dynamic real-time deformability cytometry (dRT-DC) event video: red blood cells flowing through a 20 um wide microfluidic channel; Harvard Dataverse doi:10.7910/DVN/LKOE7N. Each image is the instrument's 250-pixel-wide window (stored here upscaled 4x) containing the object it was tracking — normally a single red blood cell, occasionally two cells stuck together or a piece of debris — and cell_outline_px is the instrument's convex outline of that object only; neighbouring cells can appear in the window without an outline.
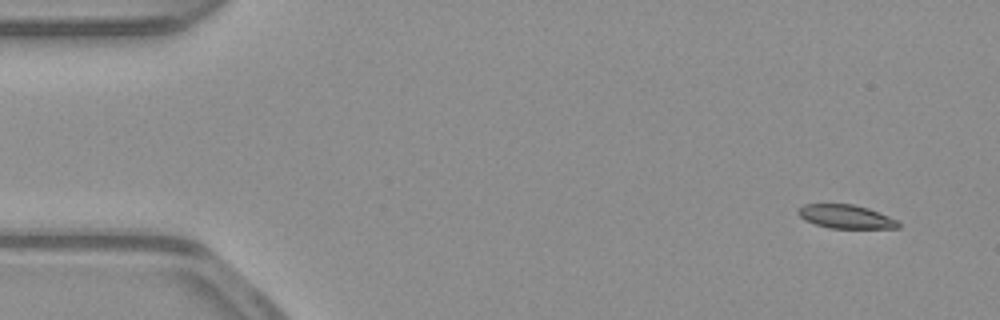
{"species": "common noctule bat (a hibernating species)", "species_latin": "Nyctalus noctula", "temperature_condition": "warm", "stored_images_in_passage": 50, "camera_frame_rate_fps": 3000, "um_per_image_px": 0.085, "animal": {"sex": "male", "body_mass_g": 23.1, "forearm_length_mm": 52.7}, "frame": {"image": 1, "passage_image": 1, "time_ms": 0.0, "image_size_px": [1000, 320], "cell_outline_px": [[900, 228], [828, 228], [804, 220], [796, 212], [804, 204], [852, 204], [868, 208], [888, 216], [896, 220], [900, 224]], "centroid_in_image_um": [71.88, 18.41], "position_along_channel_um": 13.1, "area_um2": 13.7}}
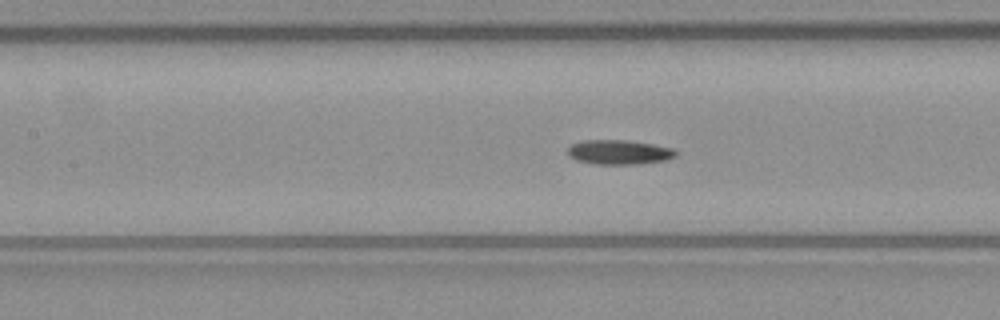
{"frame": {"image": 2, "passage_image": 21, "time_ms": 6.667, "image_size_px": [1000, 320], "cell_outline_px": [[676, 156], [664, 160], [640, 164], [596, 164], [576, 160], [568, 152], [568, 148], [572, 144], [584, 140], [628, 140], [652, 144], [672, 148], [676, 152]], "centroid_in_image_um": [52.63, 12.93], "position_along_channel_um": 154.8, "area_um2": 15.26}}
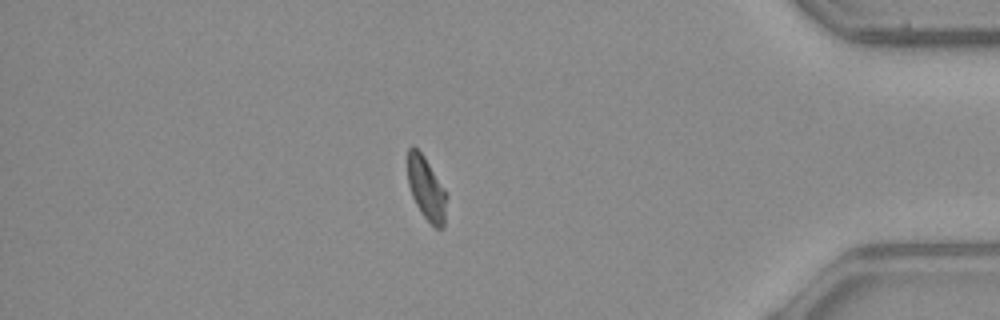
{"frame": {"image": 3, "passage_image": 43, "time_ms": 14.0, "image_size_px": [1000, 320], "cell_outline_px": [[444, 228], [436, 228], [424, 216], [416, 204], [412, 196], [408, 184], [408, 148], [412, 144], [424, 156], [444, 188]], "centroid_in_image_um": [36.19, 15.98], "position_along_channel_um": 399.0, "area_um2": 13.76}, "authors_computed_cell_mechanics": {"area_um2": 14.9991, "velocity_mm_per_s": 3.8932, "shape_relaxation_time_tau1_ms": 4.6353, "shape_relaxation_time_tau2_ms": null, "deformation_change_tau1": 0.1425, "deformation_change_tau2": null}}